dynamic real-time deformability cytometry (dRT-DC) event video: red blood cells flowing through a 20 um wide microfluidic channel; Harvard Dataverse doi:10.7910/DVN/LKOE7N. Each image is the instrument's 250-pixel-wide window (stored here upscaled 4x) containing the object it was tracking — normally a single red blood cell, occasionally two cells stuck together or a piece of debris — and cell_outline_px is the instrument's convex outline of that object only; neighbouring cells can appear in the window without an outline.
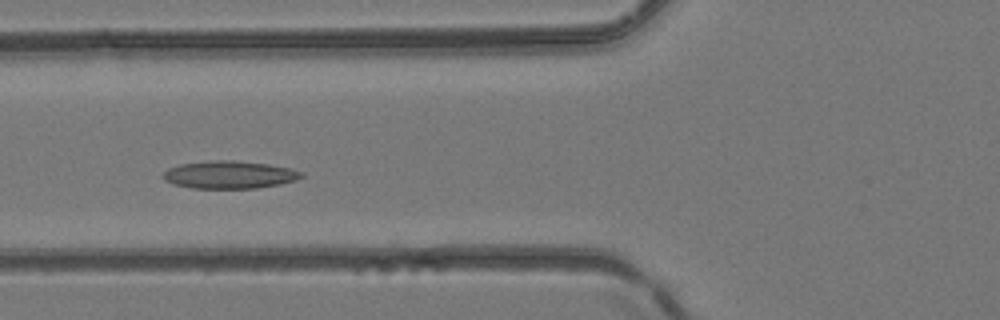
{"species": "common noctule bat (a hibernating species)", "species_latin": "Nyctalus noctula", "temperature_condition": "room temperature", "stored_images_in_passage": 38, "camera_frame_rate_fps": 3000, "um_per_image_px": 0.085, "animal": {"sex": "female", "body_mass_g": 24.6, "forearm_length_mm": 56.2}, "frame": {"image": 1, "passage_image": 12, "time_ms": 3.667, "image_size_px": [1000, 320], "cell_outline_px": [[304, 176], [296, 180], [280, 184], [256, 188], [192, 188], [172, 184], [164, 180], [160, 176], [168, 168], [180, 164], [208, 160], [232, 160], [268, 164], [288, 168], [304, 172]], "centroid_in_image_um": [19.46, 14.85], "position_along_channel_um": 106.3, "area_um2": 22.43}}
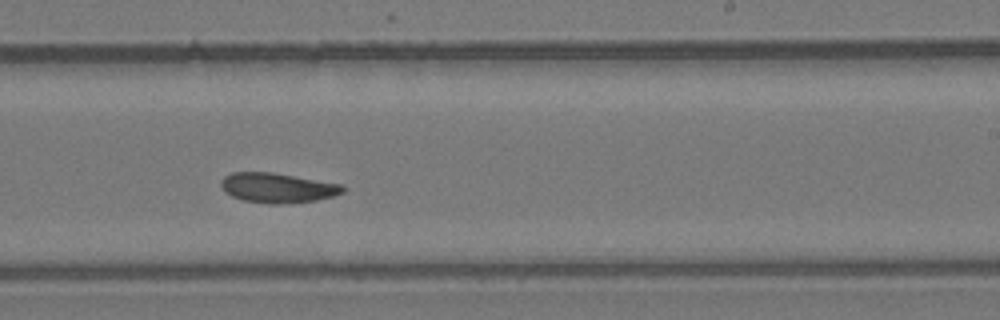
{"frame": {"image": 2, "passage_image": 22, "time_ms": 7.0, "image_size_px": [1000, 320], "cell_outline_px": [[344, 192], [332, 196], [316, 200], [280, 204], [268, 204], [244, 200], [232, 196], [224, 192], [220, 184], [220, 180], [224, 176], [232, 172], [272, 172], [344, 184]], "centroid_in_image_um": [23.57, 15.95], "position_along_channel_um": 265.4, "area_um2": 21.27}}
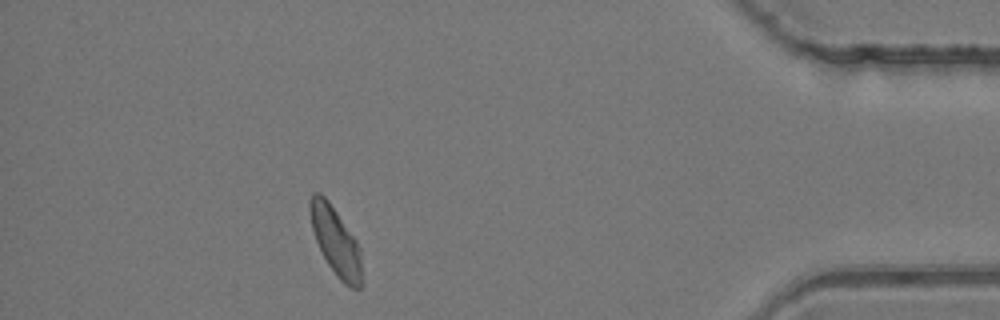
{"frame": {"image": 3, "passage_image": 34, "time_ms": 11.0, "image_size_px": [1000, 320], "cell_outline_px": [[360, 288], [352, 288], [344, 284], [336, 276], [328, 264], [316, 240], [312, 228], [308, 208], [308, 200], [312, 192], [320, 192], [328, 200], [356, 240], [360, 248]], "centroid_in_image_um": [28.49, 20.45], "position_along_channel_um": 406.7, "area_um2": 20.23}}